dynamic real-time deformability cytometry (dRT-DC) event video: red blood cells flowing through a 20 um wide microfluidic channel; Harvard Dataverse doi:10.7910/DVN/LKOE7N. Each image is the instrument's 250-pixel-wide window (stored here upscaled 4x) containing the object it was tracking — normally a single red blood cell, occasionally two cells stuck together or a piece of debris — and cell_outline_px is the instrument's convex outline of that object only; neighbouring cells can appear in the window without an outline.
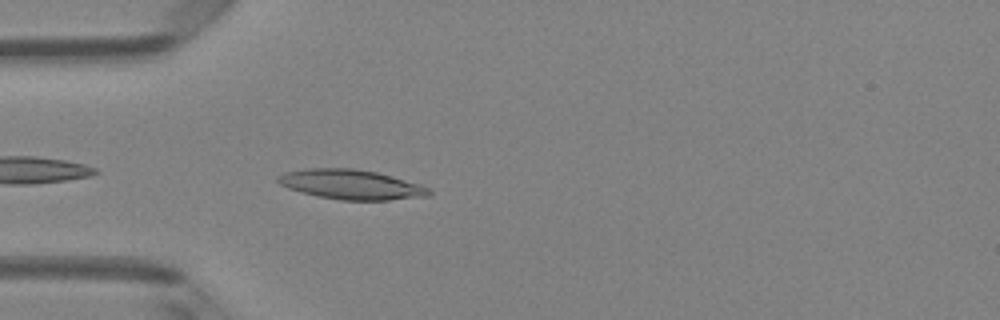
{"species": "Egyptian fruit bat (a non-hibernating species)", "species_latin": "Rousettus aegyptiacus", "temperature_condition": "room temperature", "stored_images_in_passage": 3, "camera_frame_rate_fps": 3000, "um_per_image_px": 0.085, "animal": {"sex": "female"}, "frame": {"image": 1, "passage_image": 3, "time_ms": 0.667, "image_size_px": [1000, 320], "cell_outline_px": [[432, 196], [388, 200], [340, 200], [316, 196], [300, 192], [288, 188], [280, 184], [276, 180], [276, 176], [284, 172], [308, 168], [352, 168], [376, 172], [392, 176], [420, 184], [428, 188], [432, 192]], "centroid_in_image_um": [29.84, 15.69], "position_along_channel_um": 55.2, "area_um2": 26.36}}